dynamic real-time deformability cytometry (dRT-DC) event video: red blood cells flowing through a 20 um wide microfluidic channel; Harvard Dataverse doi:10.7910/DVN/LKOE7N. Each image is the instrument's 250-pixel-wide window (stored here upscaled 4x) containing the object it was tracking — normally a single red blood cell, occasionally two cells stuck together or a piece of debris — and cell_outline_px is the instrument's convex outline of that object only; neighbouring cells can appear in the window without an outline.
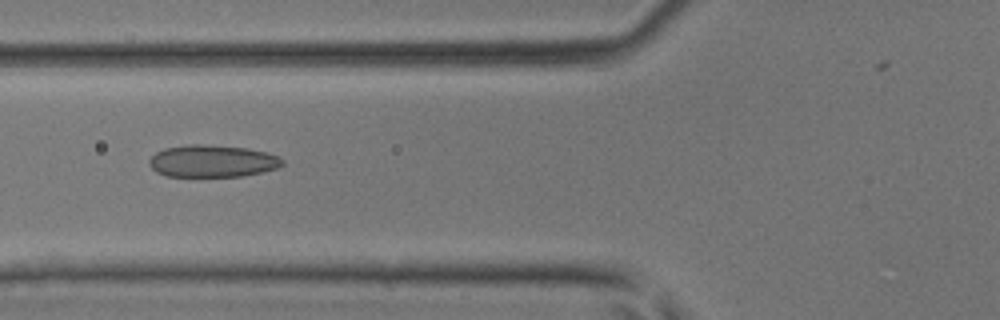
{"species": "common noctule bat (a hibernating species)", "species_latin": "Nyctalus noctula", "temperature_condition": "room temperature", "stored_images_in_passage": 29, "camera_frame_rate_fps": 3000, "um_per_image_px": 0.085, "animal": {"sex": "male", "body_mass_g": 17.9, "forearm_length_mm": 54.2}, "frame": {"image": 1, "passage_image": 5, "time_ms": 1.333, "image_size_px": [1000, 320], "cell_outline_px": [[284, 164], [276, 168], [260, 172], [240, 176], [164, 176], [156, 172], [148, 164], [148, 160], [156, 152], [164, 148], [188, 144], [204, 144], [248, 148], [280, 156], [284, 160]], "centroid_in_image_um": [18.02, 13.68], "position_along_channel_um": 107.8, "area_um2": 25.03}}
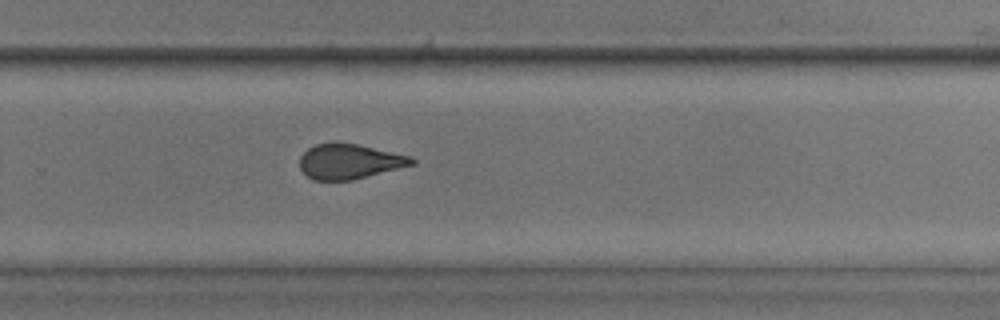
{"frame": {"image": 2, "passage_image": 18, "time_ms": 5.667, "image_size_px": [1000, 320], "cell_outline_px": [[416, 164], [352, 180], [312, 180], [300, 168], [300, 156], [308, 148], [316, 144], [336, 140], [356, 144], [412, 156], [416, 160]], "centroid_in_image_um": [29.7, 13.7], "position_along_channel_um": 300.1, "area_um2": 23.12}}
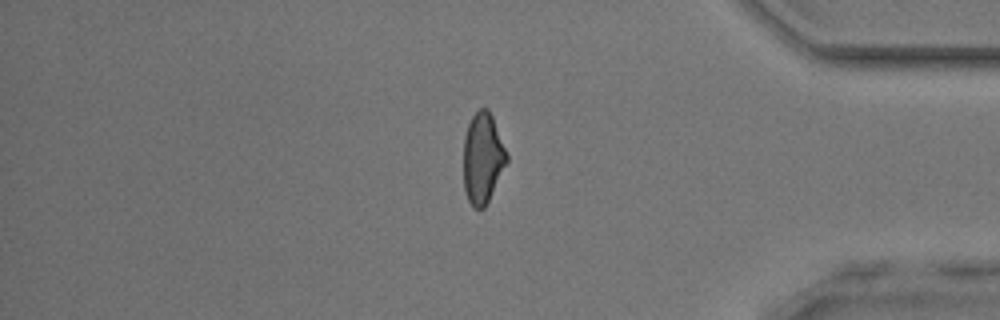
{"frame": {"image": 3, "passage_image": 26, "time_ms": 8.333, "image_size_px": [1000, 320], "cell_outline_px": [[508, 160], [484, 208], [472, 208], [464, 192], [464, 136], [468, 124], [472, 116], [480, 108], [488, 108], [492, 116], [508, 156]], "centroid_in_image_um": [41.01, 13.44], "position_along_channel_um": 394.2, "area_um2": 22.6}}